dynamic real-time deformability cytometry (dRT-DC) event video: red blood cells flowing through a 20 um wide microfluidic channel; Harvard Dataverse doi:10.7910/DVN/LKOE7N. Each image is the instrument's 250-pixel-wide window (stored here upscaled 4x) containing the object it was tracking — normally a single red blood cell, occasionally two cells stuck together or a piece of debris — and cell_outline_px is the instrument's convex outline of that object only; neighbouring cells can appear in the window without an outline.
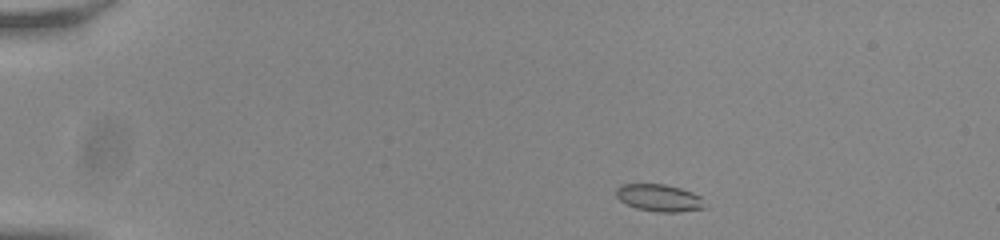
{"species": "common noctule bat (a hibernating species)", "species_latin": "Nyctalus noctula", "temperature_condition": "room temperature", "stored_images_in_passage": 46, "camera_frame_rate_fps": 3000, "um_per_image_px": 0.085, "animal": {"sex": "male", "body_mass_g": 20.0, "forearm_length_mm": 53.3}, "frame": {"image": 1, "passage_image": 1, "time_ms": 0.0, "image_size_px": [1000, 240], "cell_outline_px": [[704, 208], [680, 212], [656, 212], [636, 208], [620, 200], [616, 196], [616, 188], [620, 184], [664, 184], [680, 188], [692, 192], [700, 196]], "centroid_in_image_um": [55.99, 16.81], "position_along_channel_um": 29.0, "area_um2": 13.93}}
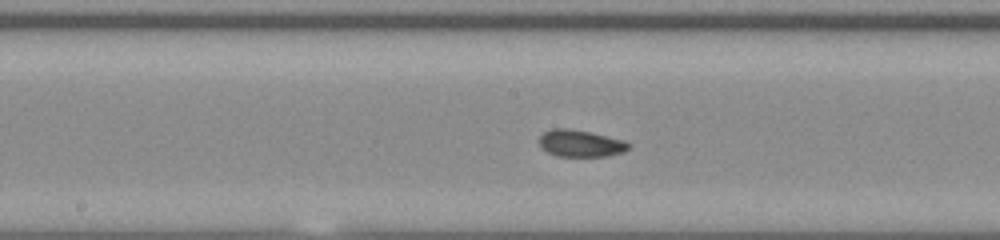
{"frame": {"image": 2, "passage_image": 21, "time_ms": 6.667, "image_size_px": [1000, 240], "cell_outline_px": [[632, 144], [624, 152], [608, 156], [556, 156], [548, 152], [540, 144], [540, 136], [544, 132], [552, 128], [568, 128], [592, 132], [624, 140]], "centroid_in_image_um": [49.38, 12.18], "position_along_channel_um": 198.8, "area_um2": 14.05}}
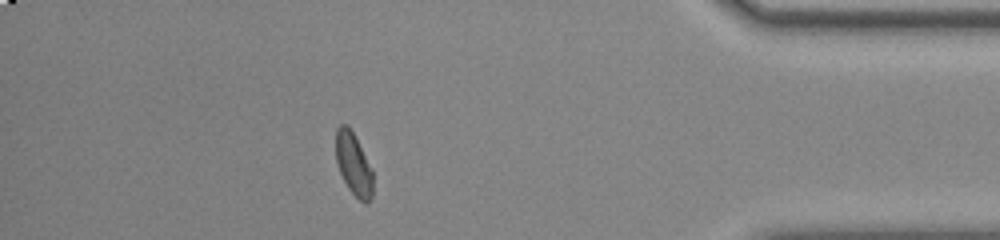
{"frame": {"image": 3, "passage_image": 40, "time_ms": 13.0, "image_size_px": [1000, 240], "cell_outline_px": [[372, 196], [368, 204], [364, 204], [348, 188], [340, 172], [336, 160], [336, 128], [340, 124], [348, 124], [372, 168]], "centroid_in_image_um": [30.05, 13.95], "position_along_channel_um": 405.2, "area_um2": 13.41}, "authors_computed_cell_mechanics": {"area_um2": 13.872, "velocity_mm_per_s": 3.8163, "shape_relaxation_time_tau1_ms": 7.8479, "shape_relaxation_time_tau2_ms": 2.3758, "deformation_change_tau1": 0.1478, "deformation_change_tau2": 0.0452}}